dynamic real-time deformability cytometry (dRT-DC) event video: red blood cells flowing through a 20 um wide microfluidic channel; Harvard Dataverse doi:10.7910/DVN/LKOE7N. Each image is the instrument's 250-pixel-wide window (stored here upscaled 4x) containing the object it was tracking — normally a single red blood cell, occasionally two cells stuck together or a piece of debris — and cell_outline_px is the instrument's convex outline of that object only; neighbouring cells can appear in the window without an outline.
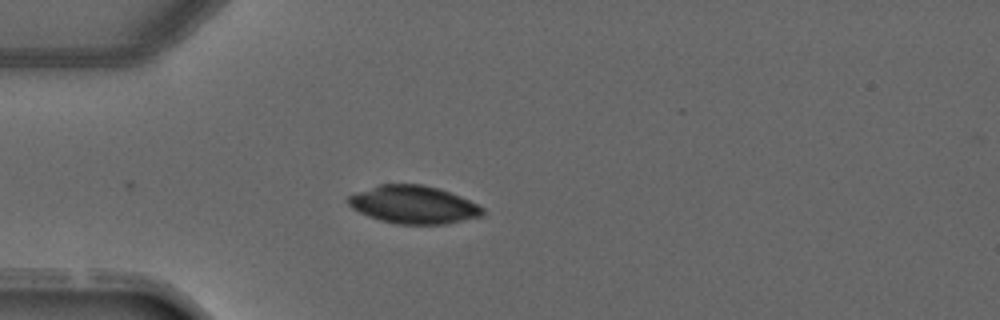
{"species": "common noctule bat (a hibernating species)", "species_latin": "Nyctalus noctula", "temperature_condition": "warm", "stored_images_in_passage": 6, "segment_of_instrument_passage": [2, 2], "camera_frame_rate_fps": 3000, "um_per_image_px": 0.085, "animal": {"sex": "male", "forearm_length_mm": 52.5}, "frame": {"image": 1, "passage_image": 6, "time_ms": 6.0, "image_size_px": [1000, 320], "cell_outline_px": [[484, 216], [444, 224], [396, 224], [380, 220], [368, 216], [352, 208], [344, 200], [348, 196], [356, 192], [380, 184], [424, 184], [440, 188], [460, 196], [484, 208]], "centroid_in_image_um": [35.13, 17.39], "position_along_channel_um": 49.9, "area_um2": 29.82}}